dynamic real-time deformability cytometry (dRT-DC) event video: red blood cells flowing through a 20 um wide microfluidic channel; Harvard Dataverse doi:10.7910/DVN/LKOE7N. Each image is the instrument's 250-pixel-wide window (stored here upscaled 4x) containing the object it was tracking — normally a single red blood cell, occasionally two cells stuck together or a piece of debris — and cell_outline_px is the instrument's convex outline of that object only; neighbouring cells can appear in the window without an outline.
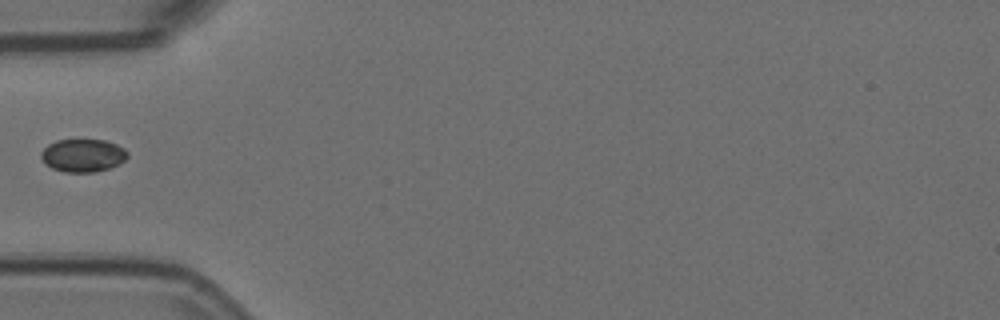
{"species": "Egyptian fruit bat (a non-hibernating species)", "species_latin": "Rousettus aegyptiacus", "temperature_condition": "room temperature", "stored_images_in_passage": 2, "camera_frame_rate_fps": 3000, "um_per_image_px": 0.085, "animal": {"sex": "female"}, "frame": {"image": 1, "passage_image": 1, "time_ms": 0.0, "image_size_px": [1000, 320], "cell_outline_px": [[128, 156], [120, 164], [108, 168], [92, 172], [64, 172], [52, 168], [40, 156], [40, 152], [48, 144], [56, 140], [104, 140], [116, 144], [124, 148], [128, 152]], "centroid_in_image_um": [7.05, 13.2], "position_along_channel_um": 77.9, "area_um2": 16.47}}
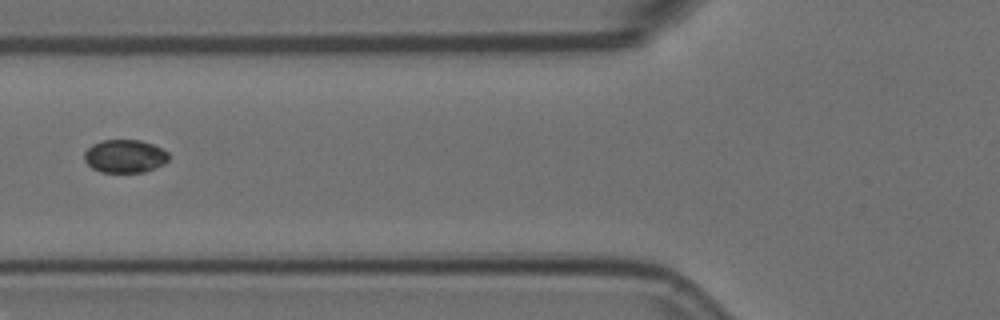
{"frame": {"image": 2, "passage_image": 2, "time_ms": 0.333, "image_size_px": [1000, 320], "cell_outline_px": [[168, 160], [164, 164], [144, 172], [100, 172], [92, 168], [84, 160], [84, 152], [92, 144], [104, 140], [140, 140], [152, 144], [168, 152]], "centroid_in_image_um": [10.6, 13.28], "position_along_channel_um": 115.2, "area_um2": 16.24}}